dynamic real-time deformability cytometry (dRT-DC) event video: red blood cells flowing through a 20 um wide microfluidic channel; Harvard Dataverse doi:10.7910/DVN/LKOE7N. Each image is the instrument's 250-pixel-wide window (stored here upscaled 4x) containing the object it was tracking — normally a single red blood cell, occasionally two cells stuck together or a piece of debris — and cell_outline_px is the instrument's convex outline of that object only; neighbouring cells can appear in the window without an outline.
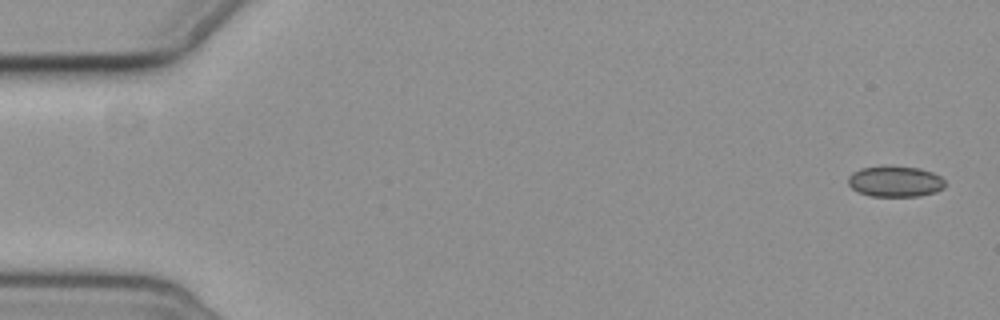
{"species": "common noctule bat (a hibernating species)", "species_latin": "Nyctalus noctula", "temperature_condition": "cold", "stored_images_in_passage": 6, "camera_frame_rate_fps": 3000, "um_per_image_px": 0.085, "animal": {"sex": "female", "body_mass_g": 19.3, "forearm_length_mm": 54.1}, "frame": {"image": 1, "passage_image": 1, "time_ms": 0.0, "image_size_px": [1000, 320], "cell_outline_px": [[944, 188], [936, 192], [920, 196], [872, 196], [860, 192], [852, 188], [848, 184], [848, 176], [852, 172], [860, 168], [880, 164], [892, 164], [920, 168], [932, 172], [940, 176], [944, 180]], "centroid_in_image_um": [76.07, 15.38], "position_along_channel_um": 8.9, "area_um2": 17.98}}
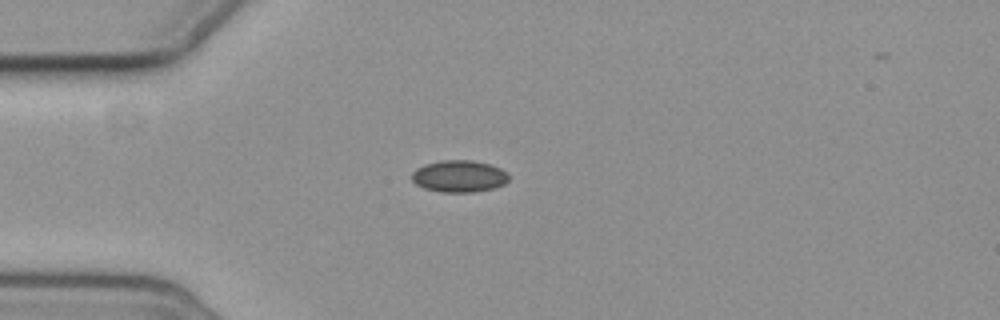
{"frame": {"image": 2, "passage_image": 5, "time_ms": 4.667, "image_size_px": [1000, 320], "cell_outline_px": [[508, 180], [504, 184], [492, 188], [472, 192], [440, 192], [424, 188], [416, 184], [412, 180], [412, 172], [416, 168], [424, 164], [440, 160], [472, 160], [492, 164], [508, 172]], "centroid_in_image_um": [39.02, 14.96], "position_along_channel_um": 46.0, "area_um2": 18.15}}